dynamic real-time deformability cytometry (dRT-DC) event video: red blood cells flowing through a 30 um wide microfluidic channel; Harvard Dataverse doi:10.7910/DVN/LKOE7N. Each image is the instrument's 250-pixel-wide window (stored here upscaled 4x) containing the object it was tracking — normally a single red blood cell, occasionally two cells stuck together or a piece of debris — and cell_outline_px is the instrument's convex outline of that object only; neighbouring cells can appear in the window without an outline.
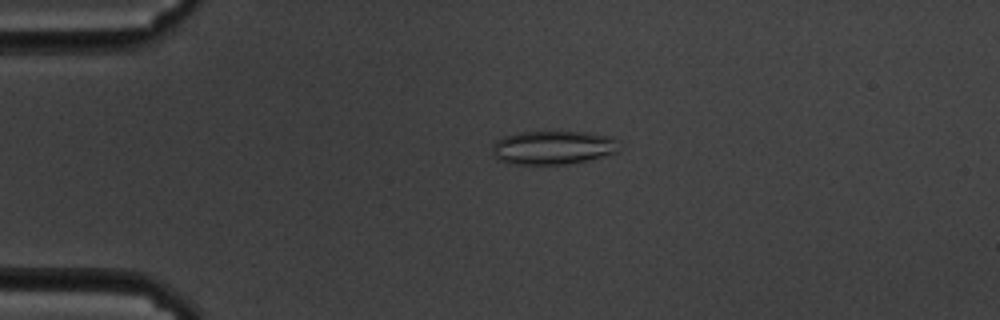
{"species": "common noctule bat (a hibernating species)", "species_latin": "Nyctalus noctula", "temperature_condition": "cold", "stored_images_in_passage": 58, "camera_frame_rate_fps": 3000, "um_per_image_px": 0.085, "animal": {"sex": "male", "body_mass_g": 19.5, "forearm_length_mm": 54.6}, "frame": {"image": 1, "passage_image": 12, "time_ms": 3.667, "image_size_px": [1000, 320], "cell_outline_px": [[620, 140], [616, 152], [588, 160], [568, 164], [512, 164], [500, 160], [492, 156], [492, 144], [496, 140], [504, 136], [520, 132], [592, 132], [612, 136]], "centroid_in_image_um": [47.01, 12.53], "position_along_channel_um": 38.0, "area_um2": 25.14}}
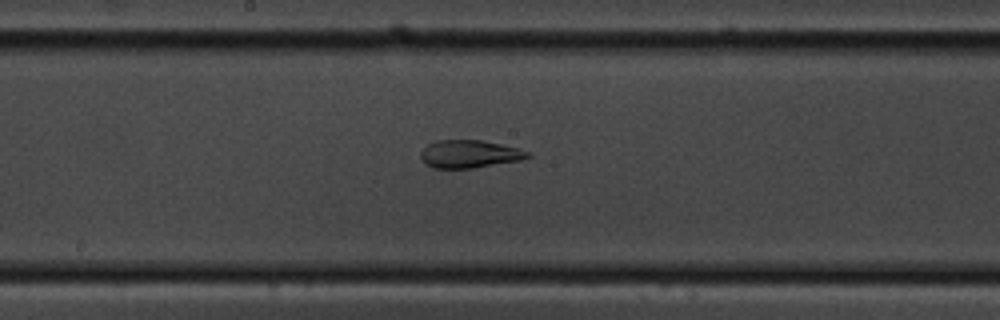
{"frame": {"image": 2, "passage_image": 30, "time_ms": 9.667, "image_size_px": [1000, 320], "cell_outline_px": [[532, 156], [520, 160], [472, 168], [432, 168], [420, 160], [420, 152], [428, 144], [436, 140], [480, 140], [500, 144], [516, 148], [528, 152]], "centroid_in_image_um": [39.84, 13.09], "position_along_channel_um": 208.4, "area_um2": 17.22}}
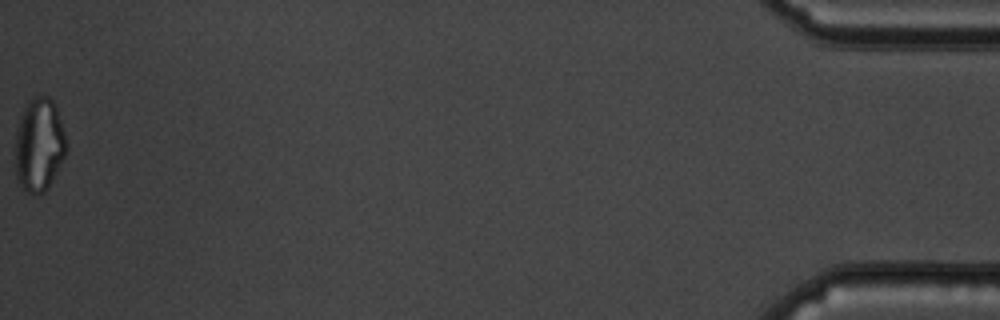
{"frame": {"image": 3, "passage_image": 58, "time_ms": 19.0, "image_size_px": [1000, 320], "cell_outline_px": [[68, 148], [48, 188], [44, 192], [36, 196], [24, 192], [16, 180], [16, 128], [24, 104], [32, 96], [48, 96], [56, 104], [64, 132]], "centroid_in_image_um": [3.31, 12.31], "position_along_channel_um": 431.9, "area_um2": 28.32}, "authors_computed_cell_mechanics": {"area_um2": 23.6691, "velocity_mm_per_s": 3.4102, "shape_relaxation_time_tau1_ms": null, "shape_relaxation_time_tau2_ms": 1.6372, "deformation_change_tau1": null, "deformation_change_tau2": 0.0924}}